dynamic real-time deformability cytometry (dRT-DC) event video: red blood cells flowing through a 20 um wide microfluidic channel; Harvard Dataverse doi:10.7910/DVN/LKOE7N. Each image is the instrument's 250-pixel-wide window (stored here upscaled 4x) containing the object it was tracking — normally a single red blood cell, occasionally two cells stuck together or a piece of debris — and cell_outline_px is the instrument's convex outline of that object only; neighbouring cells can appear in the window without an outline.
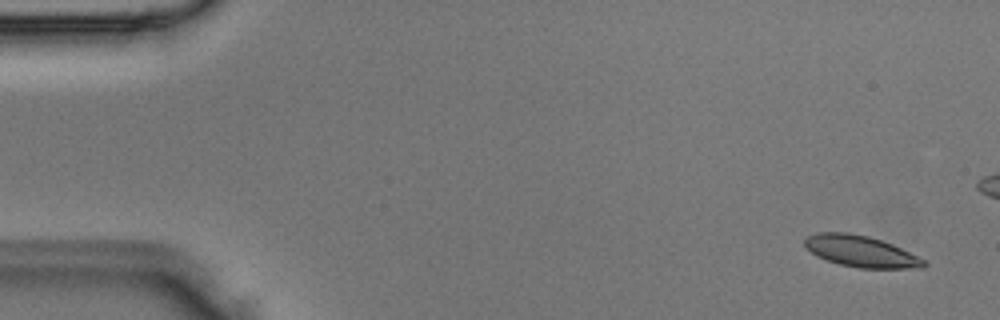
{"species": "Egyptian fruit bat (a non-hibernating species)", "species_latin": "Rousettus aegyptiacus", "temperature_condition": "room temperature", "stored_images_in_passage": 5, "camera_frame_rate_fps": 3000, "um_per_image_px": 0.085, "animal": {"sex": "male"}, "frame": {"image": 1, "passage_image": 1, "time_ms": 0.0, "image_size_px": [1000, 320], "cell_outline_px": [[928, 264], [924, 268], [860, 268], [840, 264], [816, 256], [804, 244], [804, 240], [808, 236], [816, 232], [848, 232], [868, 236], [892, 244], [924, 260]], "centroid_in_image_um": [73.16, 21.36], "position_along_channel_um": 11.8, "area_um2": 21.5}}